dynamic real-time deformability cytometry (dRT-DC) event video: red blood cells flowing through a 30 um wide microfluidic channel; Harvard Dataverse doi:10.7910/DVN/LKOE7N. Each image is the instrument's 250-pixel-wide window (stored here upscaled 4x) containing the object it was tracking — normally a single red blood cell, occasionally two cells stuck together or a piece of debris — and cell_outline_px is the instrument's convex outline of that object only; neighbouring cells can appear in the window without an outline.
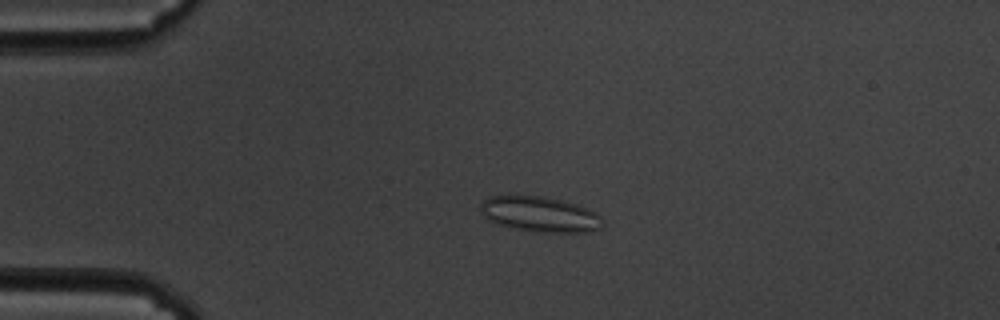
{"species": "common noctule bat (a hibernating species)", "species_latin": "Nyctalus noctula", "temperature_condition": "cold", "stored_images_in_passage": 57, "camera_frame_rate_fps": 3000, "um_per_image_px": 0.085, "animal": {"sex": "male", "body_mass_g": 19.5, "forearm_length_mm": 54.6}, "frame": {"image": 1, "passage_image": 11, "time_ms": 3.333, "image_size_px": [1000, 320], "cell_outline_px": [[600, 228], [592, 232], [532, 232], [496, 224], [484, 216], [480, 212], [480, 204], [488, 196], [544, 196], [564, 200], [580, 204], [596, 212], [600, 216]], "centroid_in_image_um": [45.89, 18.21], "position_along_channel_um": 39.1, "area_um2": 25.37}}
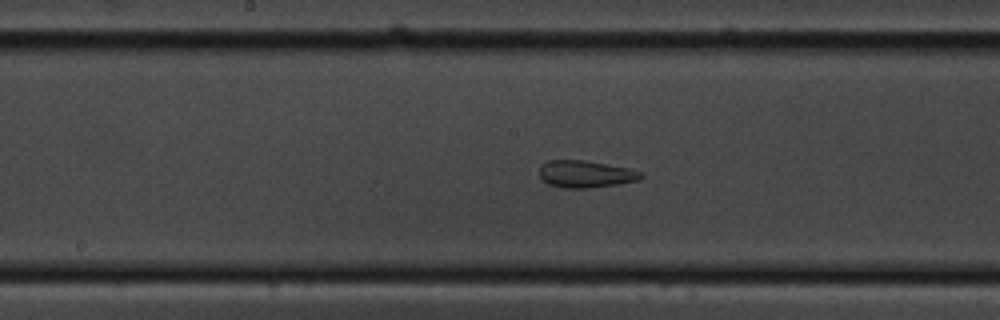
{"frame": {"image": 2, "passage_image": 28, "time_ms": 9.0, "image_size_px": [1000, 320], "cell_outline_px": [[644, 176], [640, 180], [616, 184], [588, 188], [560, 188], [548, 184], [540, 176], [540, 164], [548, 160], [584, 160], [628, 168], [640, 172]], "centroid_in_image_um": [49.75, 14.79], "position_along_channel_um": 198.5, "area_um2": 16.01}}
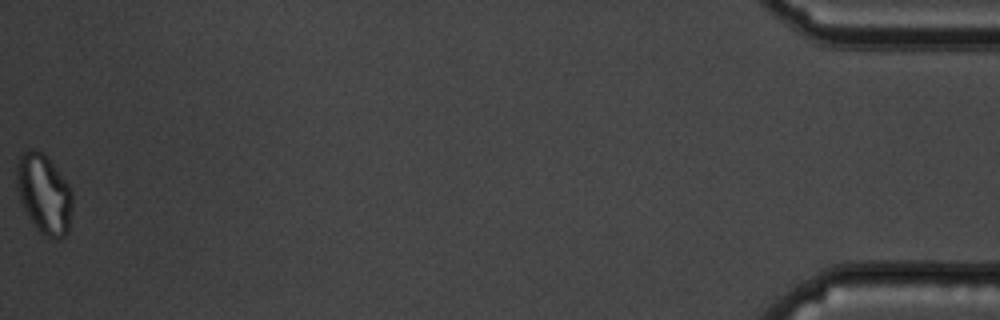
{"frame": {"image": 3, "passage_image": 57, "time_ms": 18.667, "image_size_px": [1000, 320], "cell_outline_px": [[72, 208], [68, 232], [60, 240], [56, 240], [40, 232], [36, 228], [24, 208], [20, 200], [16, 188], [16, 168], [20, 156], [24, 152], [32, 148], [40, 152], [52, 164], [68, 184], [72, 192]], "centroid_in_image_um": [3.74, 16.52], "position_along_channel_um": 431.5, "area_um2": 25.55}, "authors_computed_cell_mechanics": {"area_um2": 21.5016, "velocity_mm_per_s": 3.37, "shape_relaxation_time_tau1_ms": null, "shape_relaxation_time_tau2_ms": 1.6307, "deformation_change_tau1": null, "deformation_change_tau2": 0.0978}}